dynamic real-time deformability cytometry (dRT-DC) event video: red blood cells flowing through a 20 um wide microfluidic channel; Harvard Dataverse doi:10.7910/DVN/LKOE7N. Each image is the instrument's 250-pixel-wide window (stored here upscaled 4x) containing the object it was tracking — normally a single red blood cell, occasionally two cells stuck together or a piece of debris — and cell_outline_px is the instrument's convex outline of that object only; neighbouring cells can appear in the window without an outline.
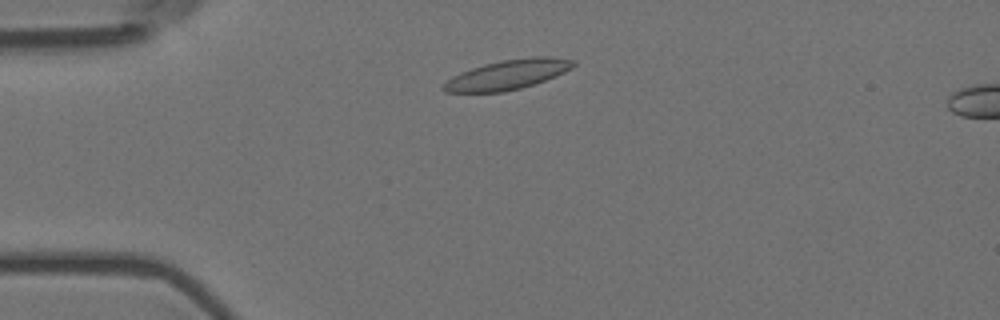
{"species": "Egyptian fruit bat (a non-hibernating species)", "species_latin": "Rousettus aegyptiacus", "temperature_condition": "room temperature", "stored_images_in_passage": 50, "camera_frame_rate_fps": 3000, "um_per_image_px": 0.085, "animal": {"sex": "female"}, "frame": {"image": 1, "passage_image": 7, "time_ms": 2.0, "image_size_px": [1000, 320], "cell_outline_px": [[576, 64], [572, 68], [556, 76], [520, 88], [504, 92], [444, 92], [440, 88], [452, 76], [460, 72], [484, 64], [500, 60], [532, 56], [552, 56], [576, 60]], "centroid_in_image_um": [43.17, 6.33], "position_along_channel_um": 41.8, "area_um2": 22.54}}
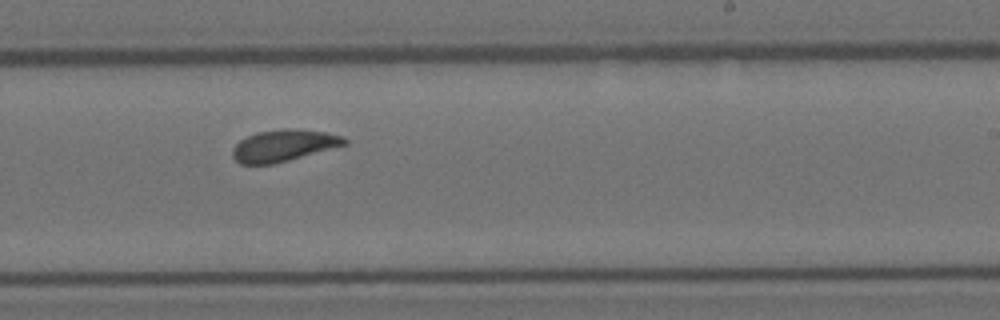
{"frame": {"image": 2, "passage_image": 28, "time_ms": 9.0, "image_size_px": [1000, 320], "cell_outline_px": [[348, 144], [288, 160], [272, 164], [240, 164], [232, 156], [232, 148], [240, 140], [256, 132], [284, 128], [288, 128], [328, 132], [344, 136], [348, 140]], "centroid_in_image_um": [24.12, 12.36], "position_along_channel_um": 264.9, "area_um2": 20.69}}
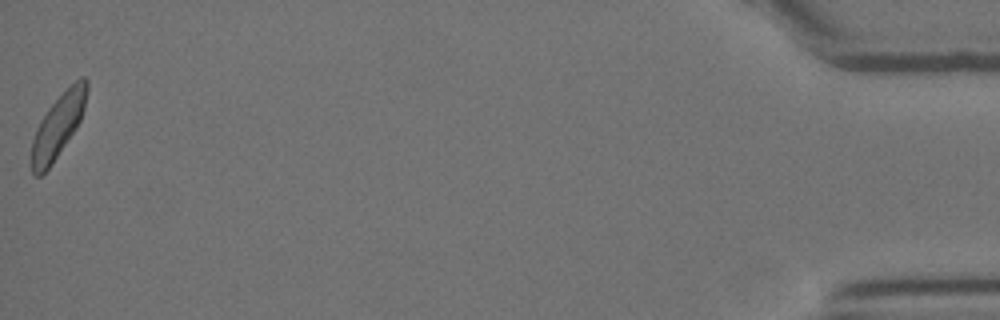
{"frame": {"image": 3, "passage_image": 50, "time_ms": 16.333, "image_size_px": [1000, 320], "cell_outline_px": [[88, 88], [84, 108], [80, 120], [76, 128], [52, 164], [40, 176], [36, 176], [32, 172], [32, 140], [36, 128], [40, 120], [48, 108], [80, 76], [84, 76], [88, 80]], "centroid_in_image_um": [4.94, 10.68], "position_along_channel_um": 430.3, "area_um2": 20.11}, "authors_computed_cell_mechanics": {"area_um2": 20.808, "velocity_mm_per_s": 3.5699, "shape_relaxation_time_tau1_ms": 3.6838, "shape_relaxation_time_tau2_ms": 1.4141, "deformation_change_tau1": 0.1088, "deformation_change_tau2": 0.0849}}